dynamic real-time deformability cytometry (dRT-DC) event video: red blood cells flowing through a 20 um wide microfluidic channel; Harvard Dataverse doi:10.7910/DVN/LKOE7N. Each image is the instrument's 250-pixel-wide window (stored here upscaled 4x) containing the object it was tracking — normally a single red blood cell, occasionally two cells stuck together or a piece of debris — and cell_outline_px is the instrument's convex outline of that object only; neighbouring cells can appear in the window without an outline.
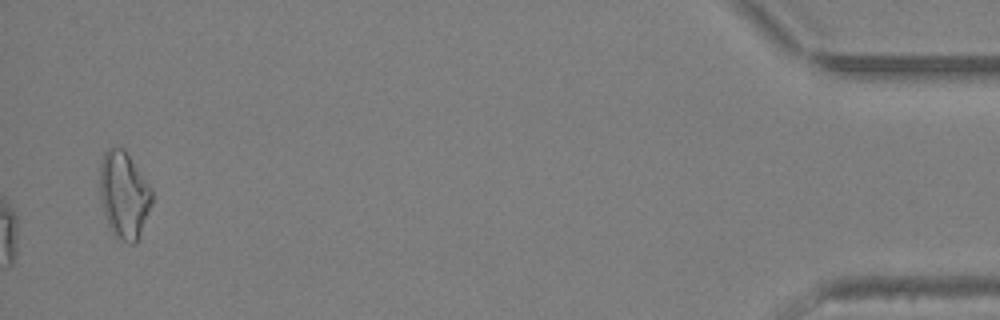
{"species": "Egyptian fruit bat (a non-hibernating species)", "species_latin": "Rousettus aegyptiacus", "temperature_condition": "warm", "stored_images_in_passage": 37, "camera_frame_rate_fps": 3000, "um_per_image_px": 0.085, "animal": {"sex": "female"}, "frame": {"image": 1, "passage_image": 37, "time_ms": 12.0, "image_size_px": [1000, 320], "cell_outline_px": [[152, 204], [140, 236], [136, 244], [128, 244], [120, 240], [112, 232], [108, 224], [104, 212], [100, 192], [100, 160], [104, 152], [108, 148], [124, 148], [152, 192]], "centroid_in_image_um": [10.53, 16.6], "position_along_channel_um": 424.7, "area_um2": 26.13}}